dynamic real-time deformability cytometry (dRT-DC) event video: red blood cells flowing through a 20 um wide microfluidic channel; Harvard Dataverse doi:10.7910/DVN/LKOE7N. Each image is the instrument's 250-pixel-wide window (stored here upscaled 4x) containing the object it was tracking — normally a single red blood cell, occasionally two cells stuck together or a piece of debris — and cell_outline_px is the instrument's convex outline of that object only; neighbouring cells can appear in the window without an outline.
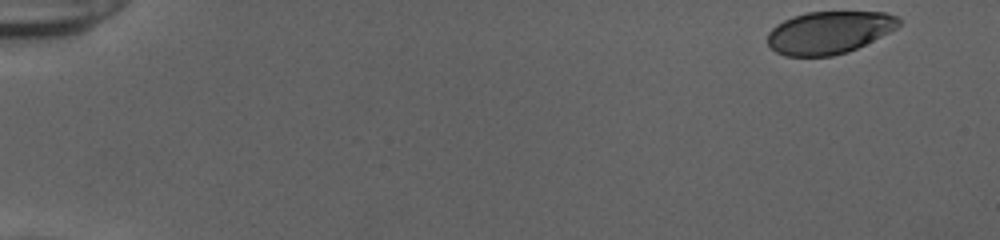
{"species": "human", "species_latin": "Homo sapiens", "temperature_condition": "cold", "stored_images_in_passage": 12, "camera_frame_rate_fps": 3000, "um_per_image_px": 0.085, "donor": {"sex": "female"}, "frame": {"image": 1, "passage_image": 1, "time_ms": 0.0, "image_size_px": [1000, 240], "cell_outline_px": [[900, 24], [896, 28], [848, 52], [832, 56], [784, 56], [776, 52], [768, 44], [768, 32], [776, 24], [792, 16], [808, 12], [884, 12], [896, 16], [900, 20]], "centroid_in_image_um": [70.43, 2.76], "position_along_channel_um": 14.6, "area_um2": 32.31}}